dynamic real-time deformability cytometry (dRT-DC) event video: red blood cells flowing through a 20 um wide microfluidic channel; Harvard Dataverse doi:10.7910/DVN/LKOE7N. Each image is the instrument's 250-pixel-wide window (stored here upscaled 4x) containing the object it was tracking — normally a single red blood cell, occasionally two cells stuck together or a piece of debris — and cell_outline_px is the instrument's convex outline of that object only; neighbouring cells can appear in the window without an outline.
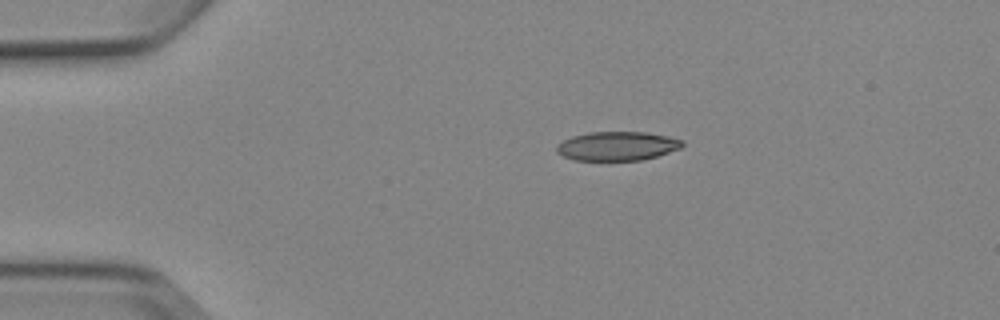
{"species": "Egyptian fruit bat (a non-hibernating species)", "species_latin": "Rousettus aegyptiacus", "temperature_condition": "cold", "stored_images_in_passage": 5, "camera_frame_rate_fps": 3000, "um_per_image_px": 0.085, "animal": {"sex": "female"}, "frame": {"image": 1, "passage_image": 3, "time_ms": 3.333, "image_size_px": [1000, 320], "cell_outline_px": [[684, 144], [680, 148], [656, 156], [640, 160], [576, 160], [564, 156], [556, 152], [556, 144], [572, 136], [588, 132], [644, 132], [668, 136], [684, 140]], "centroid_in_image_um": [52.45, 12.4], "position_along_channel_um": 32.5, "area_um2": 21.15}}
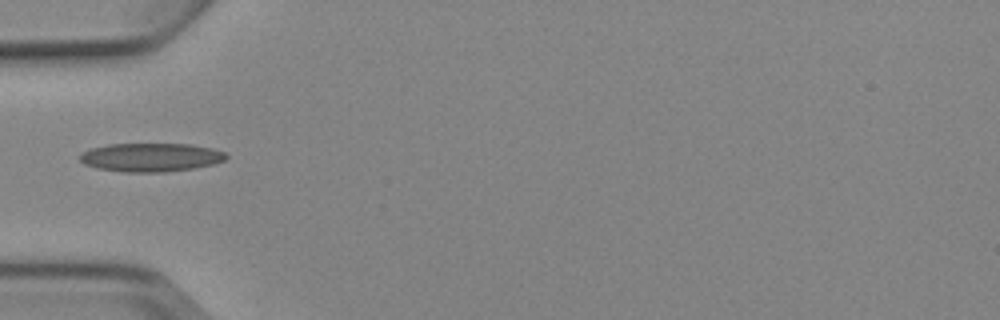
{"frame": {"image": 2, "passage_image": 5, "time_ms": 5.667, "image_size_px": [1000, 320], "cell_outline_px": [[228, 156], [224, 160], [212, 164], [192, 168], [164, 172], [124, 172], [96, 168], [84, 164], [80, 160], [80, 152], [92, 148], [108, 144], [192, 144], [212, 148], [224, 152]], "centroid_in_image_um": [12.79, 13.37], "position_along_channel_um": 72.2, "area_um2": 24.33}}